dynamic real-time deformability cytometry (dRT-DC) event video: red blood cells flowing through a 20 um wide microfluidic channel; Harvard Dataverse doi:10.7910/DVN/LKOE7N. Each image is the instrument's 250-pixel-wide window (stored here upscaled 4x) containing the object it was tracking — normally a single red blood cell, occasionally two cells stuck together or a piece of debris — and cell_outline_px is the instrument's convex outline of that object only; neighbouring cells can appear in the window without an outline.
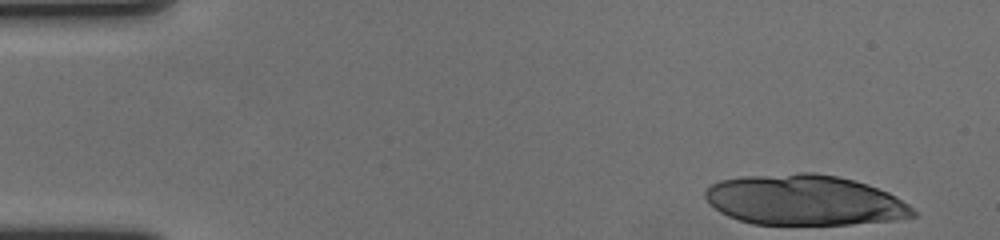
{"species": "human", "species_latin": "Homo sapiens", "temperature_condition": "cold", "stored_images_in_passage": 16, "camera_frame_rate_fps": 3000, "um_per_image_px": 0.085, "donor": {"sex": "female"}, "frame": {"image": 1, "passage_image": 1, "time_ms": 0.0, "image_size_px": [1000, 240], "cell_outline_px": [[916, 216], [896, 220], [852, 224], [752, 224], [728, 216], [720, 212], [704, 196], [704, 192], [708, 184], [720, 180], [744, 176], [796, 172], [812, 172], [836, 176], [856, 180], [868, 184], [888, 192], [896, 196], [908, 204], [916, 212]], "centroid_in_image_um": [68.39, 17.0], "position_along_channel_um": 16.6, "area_um2": 61.27}}